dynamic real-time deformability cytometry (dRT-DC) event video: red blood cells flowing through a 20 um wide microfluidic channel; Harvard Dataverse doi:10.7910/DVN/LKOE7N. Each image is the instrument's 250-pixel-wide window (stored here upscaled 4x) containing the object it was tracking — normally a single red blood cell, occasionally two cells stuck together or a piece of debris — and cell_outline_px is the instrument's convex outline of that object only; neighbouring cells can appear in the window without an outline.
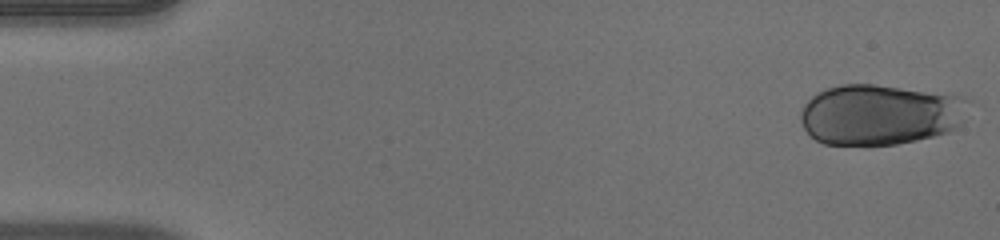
{"species": "human", "species_latin": "Homo sapiens", "temperature_condition": "warm", "stored_images_in_passage": 50, "camera_frame_rate_fps": 3000, "um_per_image_px": 0.085, "donor": {"sex": "male"}, "frame": {"image": 1, "passage_image": 1, "time_ms": 0.0, "image_size_px": [1000, 240], "cell_outline_px": [[964, 120], [956, 128], [948, 132], [916, 140], [896, 144], [868, 148], [864, 148], [824, 144], [816, 140], [804, 128], [800, 120], [800, 112], [804, 104], [816, 92], [840, 84], [872, 84], [956, 96]], "centroid_in_image_um": [74.61, 9.8], "position_along_channel_um": 10.4, "area_um2": 58.9}}